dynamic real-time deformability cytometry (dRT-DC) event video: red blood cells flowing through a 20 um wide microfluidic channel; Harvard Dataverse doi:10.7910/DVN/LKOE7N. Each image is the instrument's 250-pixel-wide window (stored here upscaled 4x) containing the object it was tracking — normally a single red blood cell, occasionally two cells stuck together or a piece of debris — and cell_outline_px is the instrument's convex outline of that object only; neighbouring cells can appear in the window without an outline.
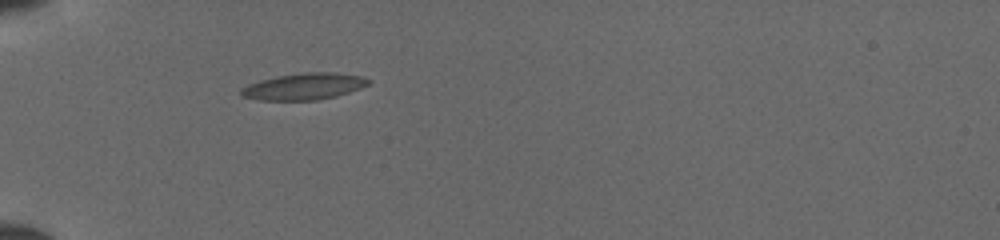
{"species": "common noctule bat (a hibernating species)", "species_latin": "Nyctalus noctula", "temperature_condition": "cold", "stored_images_in_passage": 30, "camera_frame_rate_fps": 3000, "um_per_image_px": 0.085, "animal": {"sex": "female", "body_mass_g": 19.5, "forearm_length_mm": 54.1}, "frame": {"image": 1, "passage_image": 1, "time_ms": 0.0, "image_size_px": [1000, 240], "cell_outline_px": [[372, 80], [368, 84], [360, 88], [336, 96], [316, 100], [260, 100], [240, 96], [240, 88], [248, 84], [260, 80], [276, 76], [304, 72], [336, 72], [360, 76]], "centroid_in_image_um": [25.81, 7.34], "position_along_channel_um": 59.2, "area_um2": 19.77}}
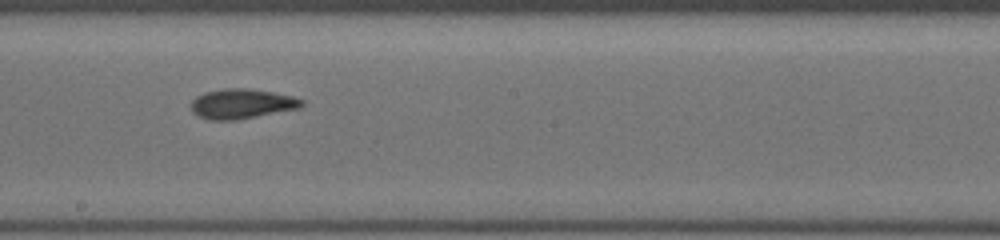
{"frame": {"image": 2, "passage_image": 14, "time_ms": 4.333, "image_size_px": [1000, 240], "cell_outline_px": [[304, 104], [300, 108], [236, 120], [208, 120], [196, 116], [192, 112], [192, 100], [196, 96], [204, 92], [224, 88], [248, 88], [272, 92], [292, 96], [304, 100]], "centroid_in_image_um": [20.53, 8.82], "position_along_channel_um": 227.7, "area_um2": 19.36}}
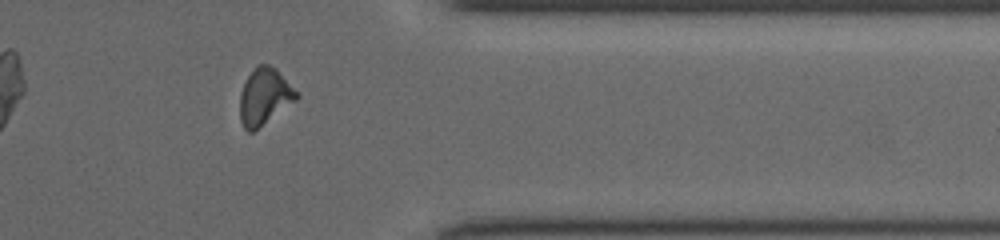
{"frame": {"image": 3, "passage_image": 26, "time_ms": 8.333, "image_size_px": [1000, 240], "cell_outline_px": [[300, 96], [296, 100], [252, 132], [248, 132], [244, 128], [240, 120], [240, 92], [248, 76], [256, 64], [268, 64], [276, 68], [300, 92]], "centroid_in_image_um": [22.5, 8.17], "position_along_channel_um": 388.9, "area_um2": 18.73}}